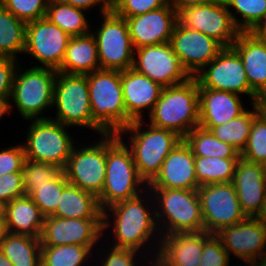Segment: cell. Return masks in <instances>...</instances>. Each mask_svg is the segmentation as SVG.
I'll return each mask as SVG.
<instances>
[{
  "label": "cell",
  "instance_id": "484cf974",
  "mask_svg": "<svg viewBox=\"0 0 266 266\" xmlns=\"http://www.w3.org/2000/svg\"><path fill=\"white\" fill-rule=\"evenodd\" d=\"M232 47L240 55L251 90L259 98L266 97V42L240 32Z\"/></svg>",
  "mask_w": 266,
  "mask_h": 266
},
{
  "label": "cell",
  "instance_id": "ffe728a7",
  "mask_svg": "<svg viewBox=\"0 0 266 266\" xmlns=\"http://www.w3.org/2000/svg\"><path fill=\"white\" fill-rule=\"evenodd\" d=\"M134 49L147 45L170 42L178 22V13L167 3L165 6L125 18Z\"/></svg>",
  "mask_w": 266,
  "mask_h": 266
},
{
  "label": "cell",
  "instance_id": "ba28073f",
  "mask_svg": "<svg viewBox=\"0 0 266 266\" xmlns=\"http://www.w3.org/2000/svg\"><path fill=\"white\" fill-rule=\"evenodd\" d=\"M28 121L26 142L22 143L26 160L54 164L64 170L77 144L66 130L68 126L50 118Z\"/></svg>",
  "mask_w": 266,
  "mask_h": 266
},
{
  "label": "cell",
  "instance_id": "816d5d0a",
  "mask_svg": "<svg viewBox=\"0 0 266 266\" xmlns=\"http://www.w3.org/2000/svg\"><path fill=\"white\" fill-rule=\"evenodd\" d=\"M10 97H0V120L12 110Z\"/></svg>",
  "mask_w": 266,
  "mask_h": 266
},
{
  "label": "cell",
  "instance_id": "2e32d148",
  "mask_svg": "<svg viewBox=\"0 0 266 266\" xmlns=\"http://www.w3.org/2000/svg\"><path fill=\"white\" fill-rule=\"evenodd\" d=\"M132 68L163 87L177 85L191 78L170 42L135 49Z\"/></svg>",
  "mask_w": 266,
  "mask_h": 266
},
{
  "label": "cell",
  "instance_id": "d6986e66",
  "mask_svg": "<svg viewBox=\"0 0 266 266\" xmlns=\"http://www.w3.org/2000/svg\"><path fill=\"white\" fill-rule=\"evenodd\" d=\"M215 235L230 258L233 254L244 264H254L266 255V227L254 217H246L238 224L224 227Z\"/></svg>",
  "mask_w": 266,
  "mask_h": 266
},
{
  "label": "cell",
  "instance_id": "b9f144b4",
  "mask_svg": "<svg viewBox=\"0 0 266 266\" xmlns=\"http://www.w3.org/2000/svg\"><path fill=\"white\" fill-rule=\"evenodd\" d=\"M168 0H112V11L123 18H130L161 8Z\"/></svg>",
  "mask_w": 266,
  "mask_h": 266
},
{
  "label": "cell",
  "instance_id": "9a60e30c",
  "mask_svg": "<svg viewBox=\"0 0 266 266\" xmlns=\"http://www.w3.org/2000/svg\"><path fill=\"white\" fill-rule=\"evenodd\" d=\"M103 233V218H60L47 216L40 235L41 246H97Z\"/></svg>",
  "mask_w": 266,
  "mask_h": 266
},
{
  "label": "cell",
  "instance_id": "94428289",
  "mask_svg": "<svg viewBox=\"0 0 266 266\" xmlns=\"http://www.w3.org/2000/svg\"><path fill=\"white\" fill-rule=\"evenodd\" d=\"M236 266V265H235ZM238 266V265H237ZM239 266H255L254 264H243V265H240L239 263Z\"/></svg>",
  "mask_w": 266,
  "mask_h": 266
},
{
  "label": "cell",
  "instance_id": "ab89813d",
  "mask_svg": "<svg viewBox=\"0 0 266 266\" xmlns=\"http://www.w3.org/2000/svg\"><path fill=\"white\" fill-rule=\"evenodd\" d=\"M62 170L54 164L26 160L23 164V185L29 196L36 188L54 179Z\"/></svg>",
  "mask_w": 266,
  "mask_h": 266
},
{
  "label": "cell",
  "instance_id": "1f68e13d",
  "mask_svg": "<svg viewBox=\"0 0 266 266\" xmlns=\"http://www.w3.org/2000/svg\"><path fill=\"white\" fill-rule=\"evenodd\" d=\"M194 156L240 159V153L216 138L210 130L195 127L184 138Z\"/></svg>",
  "mask_w": 266,
  "mask_h": 266
},
{
  "label": "cell",
  "instance_id": "f907efd6",
  "mask_svg": "<svg viewBox=\"0 0 266 266\" xmlns=\"http://www.w3.org/2000/svg\"><path fill=\"white\" fill-rule=\"evenodd\" d=\"M250 33L257 39L266 42V15L255 25Z\"/></svg>",
  "mask_w": 266,
  "mask_h": 266
},
{
  "label": "cell",
  "instance_id": "603a6c76",
  "mask_svg": "<svg viewBox=\"0 0 266 266\" xmlns=\"http://www.w3.org/2000/svg\"><path fill=\"white\" fill-rule=\"evenodd\" d=\"M121 84L126 112L133 121L144 119L143 110L151 113L164 88L133 68L121 71Z\"/></svg>",
  "mask_w": 266,
  "mask_h": 266
},
{
  "label": "cell",
  "instance_id": "9c48e42d",
  "mask_svg": "<svg viewBox=\"0 0 266 266\" xmlns=\"http://www.w3.org/2000/svg\"><path fill=\"white\" fill-rule=\"evenodd\" d=\"M52 106L56 108L57 114L50 119L68 127L93 130L87 74L57 72Z\"/></svg>",
  "mask_w": 266,
  "mask_h": 266
},
{
  "label": "cell",
  "instance_id": "7c38bea8",
  "mask_svg": "<svg viewBox=\"0 0 266 266\" xmlns=\"http://www.w3.org/2000/svg\"><path fill=\"white\" fill-rule=\"evenodd\" d=\"M92 145H74L64 172L69 184L98 197L106 175V134ZM77 147V148H76Z\"/></svg>",
  "mask_w": 266,
  "mask_h": 266
},
{
  "label": "cell",
  "instance_id": "8d00e7d4",
  "mask_svg": "<svg viewBox=\"0 0 266 266\" xmlns=\"http://www.w3.org/2000/svg\"><path fill=\"white\" fill-rule=\"evenodd\" d=\"M225 3L240 32H250L266 15V0H225Z\"/></svg>",
  "mask_w": 266,
  "mask_h": 266
},
{
  "label": "cell",
  "instance_id": "ee69618b",
  "mask_svg": "<svg viewBox=\"0 0 266 266\" xmlns=\"http://www.w3.org/2000/svg\"><path fill=\"white\" fill-rule=\"evenodd\" d=\"M1 150L0 176L14 172H22L23 164L26 161L24 146L18 143V145Z\"/></svg>",
  "mask_w": 266,
  "mask_h": 266
},
{
  "label": "cell",
  "instance_id": "7dc6e473",
  "mask_svg": "<svg viewBox=\"0 0 266 266\" xmlns=\"http://www.w3.org/2000/svg\"><path fill=\"white\" fill-rule=\"evenodd\" d=\"M18 59L0 56V97H11Z\"/></svg>",
  "mask_w": 266,
  "mask_h": 266
},
{
  "label": "cell",
  "instance_id": "83f0119b",
  "mask_svg": "<svg viewBox=\"0 0 266 266\" xmlns=\"http://www.w3.org/2000/svg\"><path fill=\"white\" fill-rule=\"evenodd\" d=\"M100 69L95 38L89 34L71 37L57 72L86 75Z\"/></svg>",
  "mask_w": 266,
  "mask_h": 266
},
{
  "label": "cell",
  "instance_id": "4dcf8cb0",
  "mask_svg": "<svg viewBox=\"0 0 266 266\" xmlns=\"http://www.w3.org/2000/svg\"><path fill=\"white\" fill-rule=\"evenodd\" d=\"M85 11L87 10L65 4L60 0H49L46 18L70 37L82 36L91 32V24L86 19Z\"/></svg>",
  "mask_w": 266,
  "mask_h": 266
},
{
  "label": "cell",
  "instance_id": "f6af8a7d",
  "mask_svg": "<svg viewBox=\"0 0 266 266\" xmlns=\"http://www.w3.org/2000/svg\"><path fill=\"white\" fill-rule=\"evenodd\" d=\"M25 195L22 172L0 176V199L6 203Z\"/></svg>",
  "mask_w": 266,
  "mask_h": 266
},
{
  "label": "cell",
  "instance_id": "4316f807",
  "mask_svg": "<svg viewBox=\"0 0 266 266\" xmlns=\"http://www.w3.org/2000/svg\"><path fill=\"white\" fill-rule=\"evenodd\" d=\"M45 216L29 196L15 198L7 203L5 225L12 234L40 238Z\"/></svg>",
  "mask_w": 266,
  "mask_h": 266
},
{
  "label": "cell",
  "instance_id": "7a4b0ae2",
  "mask_svg": "<svg viewBox=\"0 0 266 266\" xmlns=\"http://www.w3.org/2000/svg\"><path fill=\"white\" fill-rule=\"evenodd\" d=\"M93 130L118 135L133 120L127 115L121 71L99 69L87 74Z\"/></svg>",
  "mask_w": 266,
  "mask_h": 266
},
{
  "label": "cell",
  "instance_id": "74e56055",
  "mask_svg": "<svg viewBox=\"0 0 266 266\" xmlns=\"http://www.w3.org/2000/svg\"><path fill=\"white\" fill-rule=\"evenodd\" d=\"M68 184L66 174L62 170L54 179L36 188L29 197L45 217L51 216L56 211L63 189Z\"/></svg>",
  "mask_w": 266,
  "mask_h": 266
},
{
  "label": "cell",
  "instance_id": "9f6ffc18",
  "mask_svg": "<svg viewBox=\"0 0 266 266\" xmlns=\"http://www.w3.org/2000/svg\"><path fill=\"white\" fill-rule=\"evenodd\" d=\"M0 266H13L11 261L0 251Z\"/></svg>",
  "mask_w": 266,
  "mask_h": 266
},
{
  "label": "cell",
  "instance_id": "f1b7e54d",
  "mask_svg": "<svg viewBox=\"0 0 266 266\" xmlns=\"http://www.w3.org/2000/svg\"><path fill=\"white\" fill-rule=\"evenodd\" d=\"M52 216L60 218H103L97 197L81 188L68 184Z\"/></svg>",
  "mask_w": 266,
  "mask_h": 266
},
{
  "label": "cell",
  "instance_id": "7402d4cb",
  "mask_svg": "<svg viewBox=\"0 0 266 266\" xmlns=\"http://www.w3.org/2000/svg\"><path fill=\"white\" fill-rule=\"evenodd\" d=\"M212 235L199 231L162 236L155 264L157 266H199L204 243Z\"/></svg>",
  "mask_w": 266,
  "mask_h": 266
},
{
  "label": "cell",
  "instance_id": "836d02e7",
  "mask_svg": "<svg viewBox=\"0 0 266 266\" xmlns=\"http://www.w3.org/2000/svg\"><path fill=\"white\" fill-rule=\"evenodd\" d=\"M251 105L253 109H247L237 118L210 129L216 138L233 146L240 154L247 145L253 119L259 113L257 103Z\"/></svg>",
  "mask_w": 266,
  "mask_h": 266
},
{
  "label": "cell",
  "instance_id": "8992f818",
  "mask_svg": "<svg viewBox=\"0 0 266 266\" xmlns=\"http://www.w3.org/2000/svg\"><path fill=\"white\" fill-rule=\"evenodd\" d=\"M148 189L154 195L156 222L161 237L168 234L204 231L197 189Z\"/></svg>",
  "mask_w": 266,
  "mask_h": 266
},
{
  "label": "cell",
  "instance_id": "ac0fdd59",
  "mask_svg": "<svg viewBox=\"0 0 266 266\" xmlns=\"http://www.w3.org/2000/svg\"><path fill=\"white\" fill-rule=\"evenodd\" d=\"M170 44L187 73L194 77L207 66L225 47L200 31L177 22Z\"/></svg>",
  "mask_w": 266,
  "mask_h": 266
},
{
  "label": "cell",
  "instance_id": "60d3db41",
  "mask_svg": "<svg viewBox=\"0 0 266 266\" xmlns=\"http://www.w3.org/2000/svg\"><path fill=\"white\" fill-rule=\"evenodd\" d=\"M49 0H0V4L18 19L28 23L46 17Z\"/></svg>",
  "mask_w": 266,
  "mask_h": 266
},
{
  "label": "cell",
  "instance_id": "8fae6325",
  "mask_svg": "<svg viewBox=\"0 0 266 266\" xmlns=\"http://www.w3.org/2000/svg\"><path fill=\"white\" fill-rule=\"evenodd\" d=\"M194 77L202 88L248 95L251 104L260 99L251 90L243 62L233 47H225Z\"/></svg>",
  "mask_w": 266,
  "mask_h": 266
},
{
  "label": "cell",
  "instance_id": "91938a15",
  "mask_svg": "<svg viewBox=\"0 0 266 266\" xmlns=\"http://www.w3.org/2000/svg\"><path fill=\"white\" fill-rule=\"evenodd\" d=\"M261 165L263 167V172H264V175L266 177V160Z\"/></svg>",
  "mask_w": 266,
  "mask_h": 266
},
{
  "label": "cell",
  "instance_id": "bcb514c9",
  "mask_svg": "<svg viewBox=\"0 0 266 266\" xmlns=\"http://www.w3.org/2000/svg\"><path fill=\"white\" fill-rule=\"evenodd\" d=\"M111 246L112 244H110L109 251L106 250L105 252L108 255L104 253L103 259L100 258V262L103 260V262H99V265L101 264L100 266H136L138 265L137 261H141L140 258L137 259V257H135L138 256L139 251Z\"/></svg>",
  "mask_w": 266,
  "mask_h": 266
},
{
  "label": "cell",
  "instance_id": "3957f363",
  "mask_svg": "<svg viewBox=\"0 0 266 266\" xmlns=\"http://www.w3.org/2000/svg\"><path fill=\"white\" fill-rule=\"evenodd\" d=\"M147 189L124 139L106 134V175L103 190L97 197L100 209L104 211L117 202L135 198Z\"/></svg>",
  "mask_w": 266,
  "mask_h": 266
},
{
  "label": "cell",
  "instance_id": "d6a6232c",
  "mask_svg": "<svg viewBox=\"0 0 266 266\" xmlns=\"http://www.w3.org/2000/svg\"><path fill=\"white\" fill-rule=\"evenodd\" d=\"M27 23L0 4V56L18 59L24 52Z\"/></svg>",
  "mask_w": 266,
  "mask_h": 266
},
{
  "label": "cell",
  "instance_id": "f35d334b",
  "mask_svg": "<svg viewBox=\"0 0 266 266\" xmlns=\"http://www.w3.org/2000/svg\"><path fill=\"white\" fill-rule=\"evenodd\" d=\"M240 157L257 164L266 160V118L260 112L253 119L247 145Z\"/></svg>",
  "mask_w": 266,
  "mask_h": 266
},
{
  "label": "cell",
  "instance_id": "5bb4252c",
  "mask_svg": "<svg viewBox=\"0 0 266 266\" xmlns=\"http://www.w3.org/2000/svg\"><path fill=\"white\" fill-rule=\"evenodd\" d=\"M70 38L66 32L46 17L28 22L23 54H28L39 61L41 64L39 67L58 70Z\"/></svg>",
  "mask_w": 266,
  "mask_h": 266
},
{
  "label": "cell",
  "instance_id": "277c9868",
  "mask_svg": "<svg viewBox=\"0 0 266 266\" xmlns=\"http://www.w3.org/2000/svg\"><path fill=\"white\" fill-rule=\"evenodd\" d=\"M150 125L170 130L184 138L199 126V84L195 77L164 87L149 114Z\"/></svg>",
  "mask_w": 266,
  "mask_h": 266
},
{
  "label": "cell",
  "instance_id": "6da1fadb",
  "mask_svg": "<svg viewBox=\"0 0 266 266\" xmlns=\"http://www.w3.org/2000/svg\"><path fill=\"white\" fill-rule=\"evenodd\" d=\"M143 195L140 194L135 198L117 202L105 209L103 211V233H105V230H108L110 226L113 228L110 230L114 237L111 241H114L112 247L132 249L135 251L140 250V253L143 251V253H146L145 250H147V252L148 250L153 251V248H156V250L154 249V253L156 252L155 254L148 252V255L151 256V260L150 257H147V254L145 256L143 254V257L146 258L148 262L151 261L147 264L153 266L160 249L161 234L156 222L154 199H152L153 195H151L149 189L144 191ZM109 218H113V221ZM154 240L159 242L156 243ZM149 241L151 244L153 242L155 244L153 243V245L145 249L142 248L147 246L150 243Z\"/></svg>",
  "mask_w": 266,
  "mask_h": 266
},
{
  "label": "cell",
  "instance_id": "db71d44e",
  "mask_svg": "<svg viewBox=\"0 0 266 266\" xmlns=\"http://www.w3.org/2000/svg\"><path fill=\"white\" fill-rule=\"evenodd\" d=\"M259 112L266 118V97H262L257 101Z\"/></svg>",
  "mask_w": 266,
  "mask_h": 266
},
{
  "label": "cell",
  "instance_id": "44dd1931",
  "mask_svg": "<svg viewBox=\"0 0 266 266\" xmlns=\"http://www.w3.org/2000/svg\"><path fill=\"white\" fill-rule=\"evenodd\" d=\"M148 188L184 190L199 188L194 155L184 139L178 143L163 161L159 173L148 184Z\"/></svg>",
  "mask_w": 266,
  "mask_h": 266
},
{
  "label": "cell",
  "instance_id": "52a82bcc",
  "mask_svg": "<svg viewBox=\"0 0 266 266\" xmlns=\"http://www.w3.org/2000/svg\"><path fill=\"white\" fill-rule=\"evenodd\" d=\"M19 66L21 64L17 66L13 78L10 103H14L18 114L25 120L49 119L42 114L53 105L57 70L38 65L28 69Z\"/></svg>",
  "mask_w": 266,
  "mask_h": 266
},
{
  "label": "cell",
  "instance_id": "f546056e",
  "mask_svg": "<svg viewBox=\"0 0 266 266\" xmlns=\"http://www.w3.org/2000/svg\"><path fill=\"white\" fill-rule=\"evenodd\" d=\"M0 251L13 266H41L40 238L7 232Z\"/></svg>",
  "mask_w": 266,
  "mask_h": 266
},
{
  "label": "cell",
  "instance_id": "6f0895ef",
  "mask_svg": "<svg viewBox=\"0 0 266 266\" xmlns=\"http://www.w3.org/2000/svg\"><path fill=\"white\" fill-rule=\"evenodd\" d=\"M7 233L6 231V225L4 220H0V245L4 239L5 234Z\"/></svg>",
  "mask_w": 266,
  "mask_h": 266
},
{
  "label": "cell",
  "instance_id": "d590c367",
  "mask_svg": "<svg viewBox=\"0 0 266 266\" xmlns=\"http://www.w3.org/2000/svg\"><path fill=\"white\" fill-rule=\"evenodd\" d=\"M95 247L81 245L41 246V266H83Z\"/></svg>",
  "mask_w": 266,
  "mask_h": 266
},
{
  "label": "cell",
  "instance_id": "f5cc1de1",
  "mask_svg": "<svg viewBox=\"0 0 266 266\" xmlns=\"http://www.w3.org/2000/svg\"><path fill=\"white\" fill-rule=\"evenodd\" d=\"M258 222H260L263 226L266 227V198L265 202L261 206V209L254 217Z\"/></svg>",
  "mask_w": 266,
  "mask_h": 266
},
{
  "label": "cell",
  "instance_id": "7bdbcfd3",
  "mask_svg": "<svg viewBox=\"0 0 266 266\" xmlns=\"http://www.w3.org/2000/svg\"><path fill=\"white\" fill-rule=\"evenodd\" d=\"M230 260L221 240L213 234L204 243L199 266H231Z\"/></svg>",
  "mask_w": 266,
  "mask_h": 266
},
{
  "label": "cell",
  "instance_id": "680465c9",
  "mask_svg": "<svg viewBox=\"0 0 266 266\" xmlns=\"http://www.w3.org/2000/svg\"><path fill=\"white\" fill-rule=\"evenodd\" d=\"M255 266H266V255L258 259L255 263Z\"/></svg>",
  "mask_w": 266,
  "mask_h": 266
},
{
  "label": "cell",
  "instance_id": "e0dca14e",
  "mask_svg": "<svg viewBox=\"0 0 266 266\" xmlns=\"http://www.w3.org/2000/svg\"><path fill=\"white\" fill-rule=\"evenodd\" d=\"M178 21L186 28L212 37L224 47H232L240 33L225 1L185 8L178 14Z\"/></svg>",
  "mask_w": 266,
  "mask_h": 266
},
{
  "label": "cell",
  "instance_id": "4fadbf2b",
  "mask_svg": "<svg viewBox=\"0 0 266 266\" xmlns=\"http://www.w3.org/2000/svg\"><path fill=\"white\" fill-rule=\"evenodd\" d=\"M197 192L205 232L216 234L222 228L238 224L246 218L232 182L200 186Z\"/></svg>",
  "mask_w": 266,
  "mask_h": 266
},
{
  "label": "cell",
  "instance_id": "cb8c5ba5",
  "mask_svg": "<svg viewBox=\"0 0 266 266\" xmlns=\"http://www.w3.org/2000/svg\"><path fill=\"white\" fill-rule=\"evenodd\" d=\"M232 183L242 212L246 217H255L266 198V177L262 165L240 157Z\"/></svg>",
  "mask_w": 266,
  "mask_h": 266
},
{
  "label": "cell",
  "instance_id": "681fc988",
  "mask_svg": "<svg viewBox=\"0 0 266 266\" xmlns=\"http://www.w3.org/2000/svg\"><path fill=\"white\" fill-rule=\"evenodd\" d=\"M225 0H168V3L179 14L183 9L201 4L220 3Z\"/></svg>",
  "mask_w": 266,
  "mask_h": 266
},
{
  "label": "cell",
  "instance_id": "11a10c76",
  "mask_svg": "<svg viewBox=\"0 0 266 266\" xmlns=\"http://www.w3.org/2000/svg\"><path fill=\"white\" fill-rule=\"evenodd\" d=\"M7 203L0 199V220H5Z\"/></svg>",
  "mask_w": 266,
  "mask_h": 266
},
{
  "label": "cell",
  "instance_id": "5b68a950",
  "mask_svg": "<svg viewBox=\"0 0 266 266\" xmlns=\"http://www.w3.org/2000/svg\"><path fill=\"white\" fill-rule=\"evenodd\" d=\"M144 120L133 121L122 129L118 137L124 138L125 134L129 136V146L127 141L124 143L131 150L139 176L148 185L159 173L163 161L183 138L173 131L149 123L146 125Z\"/></svg>",
  "mask_w": 266,
  "mask_h": 266
},
{
  "label": "cell",
  "instance_id": "e575fe53",
  "mask_svg": "<svg viewBox=\"0 0 266 266\" xmlns=\"http://www.w3.org/2000/svg\"><path fill=\"white\" fill-rule=\"evenodd\" d=\"M238 160L194 156L196 178L199 187L232 182Z\"/></svg>",
  "mask_w": 266,
  "mask_h": 266
},
{
  "label": "cell",
  "instance_id": "30bf717a",
  "mask_svg": "<svg viewBox=\"0 0 266 266\" xmlns=\"http://www.w3.org/2000/svg\"><path fill=\"white\" fill-rule=\"evenodd\" d=\"M96 31H92L98 49L100 69L124 71L132 68L134 47L125 18L113 11L102 14Z\"/></svg>",
  "mask_w": 266,
  "mask_h": 266
},
{
  "label": "cell",
  "instance_id": "d4e9b609",
  "mask_svg": "<svg viewBox=\"0 0 266 266\" xmlns=\"http://www.w3.org/2000/svg\"><path fill=\"white\" fill-rule=\"evenodd\" d=\"M241 98L236 93L199 85V127L210 130L240 116L247 110Z\"/></svg>",
  "mask_w": 266,
  "mask_h": 266
},
{
  "label": "cell",
  "instance_id": "c3c4849f",
  "mask_svg": "<svg viewBox=\"0 0 266 266\" xmlns=\"http://www.w3.org/2000/svg\"><path fill=\"white\" fill-rule=\"evenodd\" d=\"M61 2L81 8L87 11H91L94 7H99V12L102 14L112 11V0H60ZM91 9V10H90Z\"/></svg>",
  "mask_w": 266,
  "mask_h": 266
}]
</instances>
